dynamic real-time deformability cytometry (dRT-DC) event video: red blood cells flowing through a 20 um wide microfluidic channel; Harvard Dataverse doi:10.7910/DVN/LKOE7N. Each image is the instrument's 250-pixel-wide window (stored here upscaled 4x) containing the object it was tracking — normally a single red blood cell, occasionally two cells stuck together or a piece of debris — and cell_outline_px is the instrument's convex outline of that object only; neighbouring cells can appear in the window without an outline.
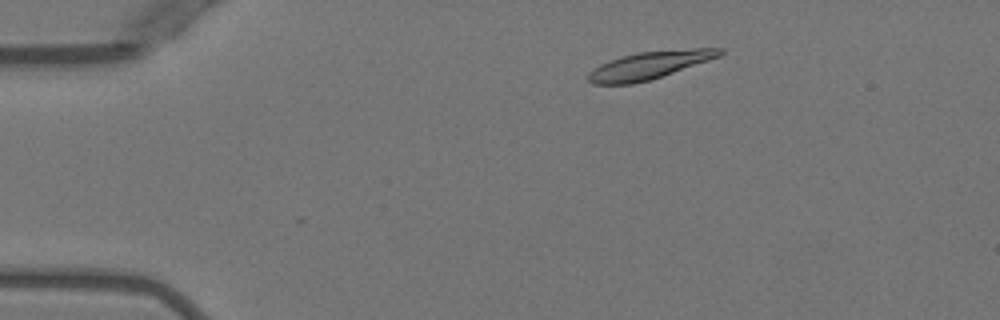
{"species": "Egyptian fruit bat (a non-hibernating species)", "species_latin": "Rousettus aegyptiacus", "temperature_condition": "warm", "stored_images_in_passage": 3, "camera_frame_rate_fps": 3000, "um_per_image_px": 0.085, "animal": {"sex": "female"}, "frame": {"image": 1, "passage_image": 2, "time_ms": 1.333, "image_size_px": [1000, 320], "cell_outline_px": [[724, 52], [720, 56], [648, 80], [632, 84], [592, 84], [588, 80], [588, 72], [592, 68], [600, 64], [636, 52], [692, 48], [724, 48]], "centroid_in_image_um": [55.17, 5.53], "position_along_channel_um": 29.8, "area_um2": 20.81}}